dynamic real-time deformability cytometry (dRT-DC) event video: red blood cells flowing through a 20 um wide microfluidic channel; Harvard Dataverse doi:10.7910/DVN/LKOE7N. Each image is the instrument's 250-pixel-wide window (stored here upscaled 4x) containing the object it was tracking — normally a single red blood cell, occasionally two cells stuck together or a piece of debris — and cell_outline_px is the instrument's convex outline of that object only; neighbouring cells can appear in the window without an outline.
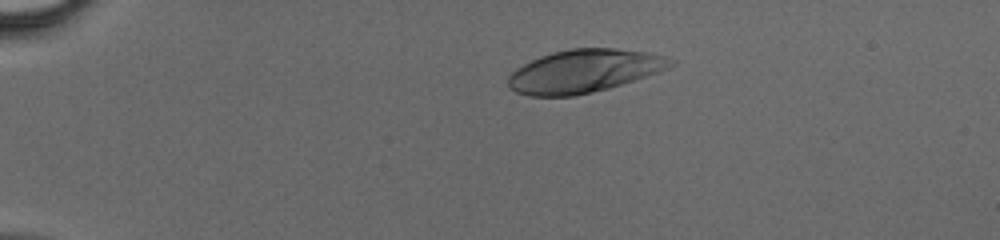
{"species": "human", "species_latin": "Homo sapiens", "temperature_condition": "cold", "stored_images_in_passage": 37, "camera_frame_rate_fps": 3000, "um_per_image_px": 0.085, "donor": {"sex": "male"}, "frame": {"image": 1, "passage_image": 1, "time_ms": 0.0, "image_size_px": [1000, 240], "cell_outline_px": [[676, 64], [668, 68], [608, 88], [592, 92], [572, 96], [528, 96], [516, 92], [508, 88], [508, 76], [516, 68], [540, 56], [552, 52], [568, 48], [616, 48], [644, 52], [664, 56], [676, 60]], "centroid_in_image_um": [49.6, 6.03], "position_along_channel_um": 35.4, "area_um2": 40.52}}
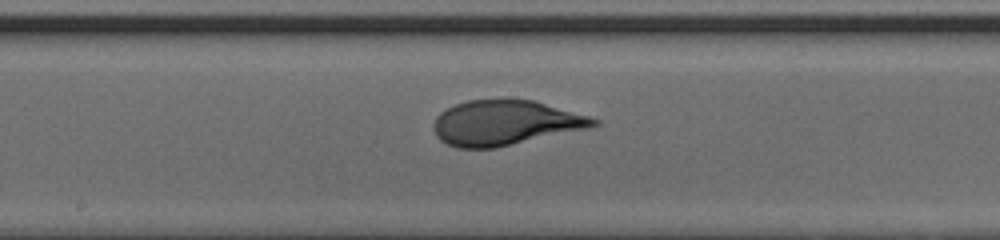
{"frame": {"image": 2, "passage_image": 17, "time_ms": 5.333, "image_size_px": [1000, 240], "cell_outline_px": [[600, 124], [592, 128], [496, 148], [456, 148], [440, 140], [436, 136], [432, 128], [432, 124], [436, 116], [440, 112], [456, 104], [468, 100], [532, 100], [588, 116], [600, 120]], "centroid_in_image_um": [42.94, 10.46], "position_along_channel_um": 205.3, "area_um2": 41.96}}
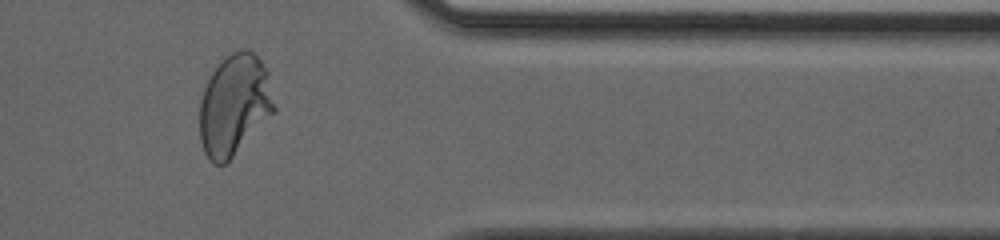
{"frame": {"image": 3, "passage_image": 30, "time_ms": 9.667, "image_size_px": [1000, 240], "cell_outline_px": [[276, 112], [224, 164], [212, 164], [208, 160], [204, 152], [200, 140], [200, 100], [204, 88], [212, 72], [232, 52], [244, 48], [248, 48], [260, 60], [268, 72], [276, 108]], "centroid_in_image_um": [19.93, 8.93], "position_along_channel_um": 391.5, "area_um2": 43.75}}